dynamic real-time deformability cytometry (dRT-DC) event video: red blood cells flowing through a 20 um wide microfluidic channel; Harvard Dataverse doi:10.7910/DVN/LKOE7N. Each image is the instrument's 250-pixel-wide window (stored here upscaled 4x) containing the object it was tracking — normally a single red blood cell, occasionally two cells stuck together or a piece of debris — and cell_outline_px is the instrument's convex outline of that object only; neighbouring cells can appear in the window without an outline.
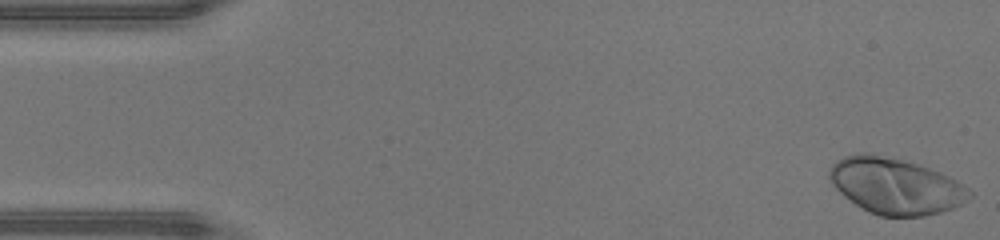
{"species": "human", "species_latin": "Homo sapiens", "temperature_condition": "warm", "stored_images_in_passage": 46, "camera_frame_rate_fps": 3000, "um_per_image_px": 0.085, "donor": {"sex": "male"}, "frame": {"image": 1, "passage_image": 1, "time_ms": 0.0, "image_size_px": [1000, 240], "cell_outline_px": [[972, 196], [960, 204], [952, 208], [940, 212], [924, 216], [880, 216], [868, 212], [844, 196], [832, 184], [828, 176], [828, 172], [832, 164], [836, 160], [844, 156], [864, 152], [868, 152], [916, 164], [940, 172], [956, 180], [968, 188], [972, 192]], "centroid_in_image_um": [76.09, 15.81], "position_along_channel_um": 8.9, "area_um2": 45.43}}
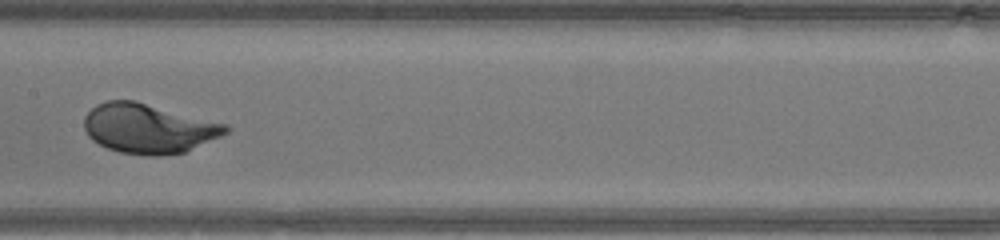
{"frame": {"image": 2, "passage_image": 23, "time_ms": 7.333, "image_size_px": [1000, 240], "cell_outline_px": [[232, 128], [228, 132], [220, 136], [184, 152], [160, 156], [148, 156], [120, 152], [108, 148], [92, 140], [88, 136], [84, 128], [84, 116], [96, 104], [108, 100], [132, 100], [228, 124]], "centroid_in_image_um": [12.61, 10.92], "position_along_channel_um": 194.8, "area_um2": 40.75}}
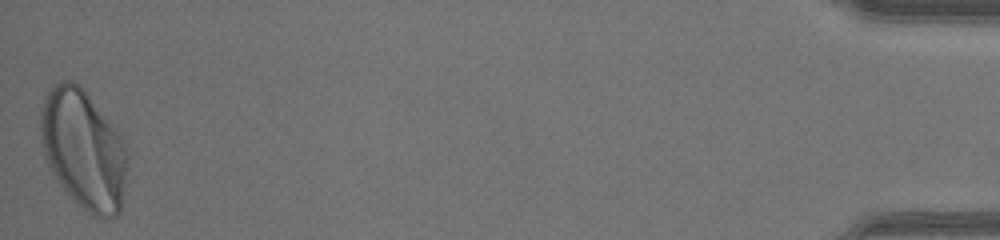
{"frame": {"image": 3, "passage_image": 46, "time_ms": 15.0, "image_size_px": [1000, 240], "cell_outline_px": [[124, 188], [120, 212], [112, 220], [104, 220], [92, 216], [72, 200], [60, 188], [44, 156], [40, 136], [40, 108], [44, 96], [48, 88], [52, 84], [60, 80], [72, 80], [80, 84], [84, 88], [116, 128], [120, 136], [124, 148]], "centroid_in_image_um": [7.03, 12.7], "position_along_channel_um": 428.2, "area_um2": 60.98}, "authors_computed_cell_mechanics": {"area_um2": 40.9802, "velocity_mm_per_s": 4.4078, "shape_relaxation_time_tau1_ms": 1.8192, "shape_relaxation_time_tau2_ms": null, "deformation_change_tau1": 0.1717, "deformation_change_tau2": null}}